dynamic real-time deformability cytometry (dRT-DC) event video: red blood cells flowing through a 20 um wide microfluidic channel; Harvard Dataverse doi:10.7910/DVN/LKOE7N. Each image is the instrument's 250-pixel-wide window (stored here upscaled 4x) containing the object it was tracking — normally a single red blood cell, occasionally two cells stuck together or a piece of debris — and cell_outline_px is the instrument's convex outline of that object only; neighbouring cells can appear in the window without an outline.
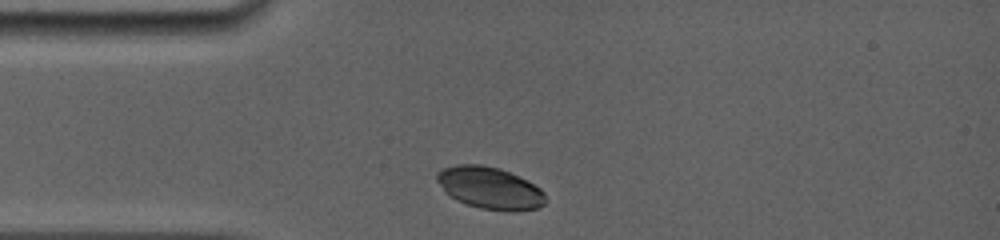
{"species": "common noctule bat (a hibernating species)", "species_latin": "Nyctalus noctula", "temperature_condition": "room temperature", "stored_images_in_passage": 8, "camera_frame_rate_fps": 5000, "um_per_image_px": 0.085, "animal": {"sex": "female", "body_mass_g": 19.0, "forearm_length_mm": 56.7}, "frame": {"image": 1, "passage_image": 1, "time_ms": 0.0, "image_size_px": [1000, 240], "cell_outline_px": [[544, 204], [540, 208], [512, 212], [508, 212], [480, 208], [456, 200], [436, 180], [436, 172], [444, 168], [456, 164], [480, 164], [500, 168], [540, 188], [544, 192]], "centroid_in_image_um": [41.64, 15.99], "position_along_channel_um": 43.4, "area_um2": 26.3}}
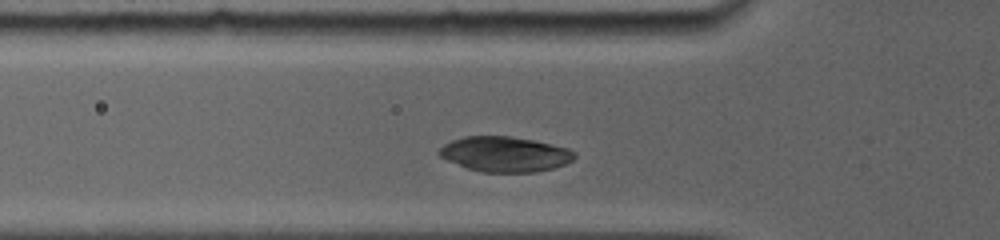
{"frame": {"image": 2, "passage_image": 5, "time_ms": 1.4, "image_size_px": [1000, 240], "cell_outline_px": [[576, 156], [572, 160], [564, 164], [552, 168], [536, 172], [480, 172], [468, 168], [448, 160], [440, 156], [436, 152], [444, 144], [452, 140], [464, 136], [512, 136], [536, 140], [568, 148], [576, 152]], "centroid_in_image_um": [42.93, 13.09], "position_along_channel_um": 82.9, "area_um2": 27.8}}
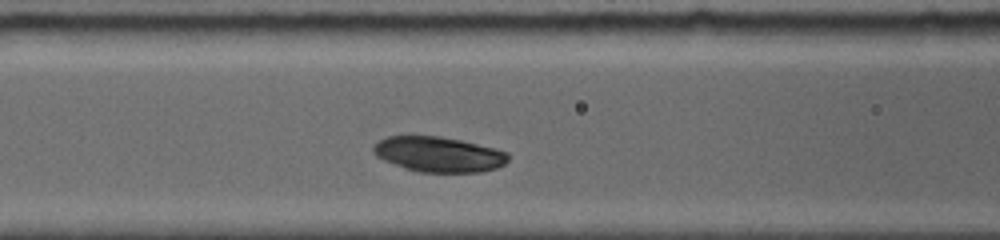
{"frame": {"image": 3, "passage_image": 8, "time_ms": 2.6, "image_size_px": [1000, 240], "cell_outline_px": [[508, 160], [504, 164], [496, 168], [480, 172], [416, 172], [404, 168], [384, 160], [376, 156], [372, 152], [372, 144], [388, 136], [440, 136], [460, 140], [508, 152]], "centroid_in_image_um": [37.24, 13.12], "position_along_channel_um": 129.4, "area_um2": 27.63}}